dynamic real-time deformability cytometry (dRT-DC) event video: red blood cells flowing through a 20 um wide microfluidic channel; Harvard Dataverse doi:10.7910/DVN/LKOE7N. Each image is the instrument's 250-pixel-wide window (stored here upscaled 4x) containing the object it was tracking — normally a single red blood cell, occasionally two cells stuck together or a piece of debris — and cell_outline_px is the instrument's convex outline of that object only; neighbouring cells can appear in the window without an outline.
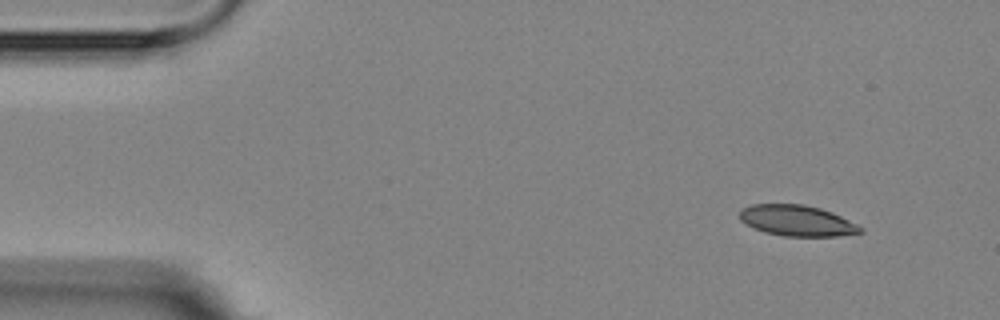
{"species": "Egyptian fruit bat (a non-hibernating species)", "species_latin": "Rousettus aegyptiacus", "temperature_condition": "room temperature", "stored_images_in_passage": 4, "camera_frame_rate_fps": 3000, "um_per_image_px": 0.085, "animal": {"sex": "female"}, "frame": {"image": 1, "passage_image": 1, "time_ms": 0.0, "image_size_px": [1000, 320], "cell_outline_px": [[864, 232], [836, 236], [784, 236], [768, 232], [756, 228], [740, 220], [740, 208], [752, 204], [804, 204], [820, 208], [832, 212], [864, 228]], "centroid_in_image_um": [67.76, 18.74], "position_along_channel_um": 17.2, "area_um2": 21.5}}
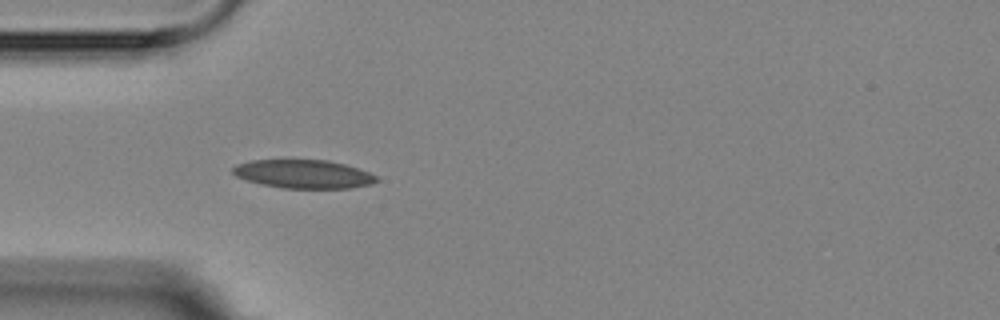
{"frame": {"image": 2, "passage_image": 4, "time_ms": 3.667, "image_size_px": [1000, 320], "cell_outline_px": [[380, 180], [372, 184], [348, 188], [284, 188], [260, 184], [236, 176], [232, 172], [232, 168], [236, 164], [252, 160], [328, 160], [344, 164], [368, 172], [376, 176]], "centroid_in_image_um": [25.79, 14.79], "position_along_channel_um": 59.2, "area_um2": 23.76}}